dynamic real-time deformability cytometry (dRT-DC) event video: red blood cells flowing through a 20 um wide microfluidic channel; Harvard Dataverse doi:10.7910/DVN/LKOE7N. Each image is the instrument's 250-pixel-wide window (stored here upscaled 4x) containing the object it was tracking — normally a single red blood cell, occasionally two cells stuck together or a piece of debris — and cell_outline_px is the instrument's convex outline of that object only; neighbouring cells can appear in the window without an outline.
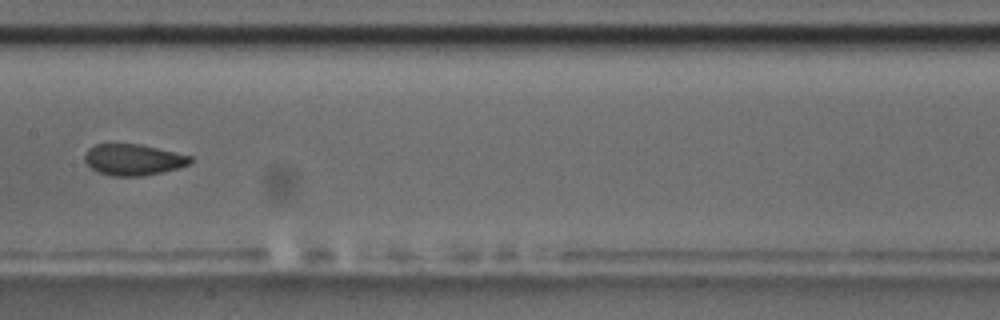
{"species": "common noctule bat (a hibernating species)", "species_latin": "Nyctalus noctula", "temperature_condition": "room temperature", "stored_images_in_passage": 13, "camera_frame_rate_fps": 3000, "um_per_image_px": 0.085, "animal": {"sex": "male", "body_mass_g": 17.5, "forearm_length_mm": 52.3}, "frame": {"image": 1, "passage_image": 8, "time_ms": 8.0, "image_size_px": [1000, 320], "cell_outline_px": [[192, 164], [180, 168], [144, 176], [108, 176], [96, 172], [84, 160], [84, 156], [88, 148], [96, 144], [140, 144], [192, 156]], "centroid_in_image_um": [11.34, 13.58], "position_along_channel_um": 196.1, "area_um2": 19.42}, "authors_computed_cell_mechanics": {"area_um2": 19.9988, "velocity_mm_per_s": 3.5551, "shape_relaxation_time_tau1_ms": null, "shape_relaxation_time_tau2_ms": 1.03, "deformation_change_tau1": null, "deformation_change_tau2": 0.0607}}